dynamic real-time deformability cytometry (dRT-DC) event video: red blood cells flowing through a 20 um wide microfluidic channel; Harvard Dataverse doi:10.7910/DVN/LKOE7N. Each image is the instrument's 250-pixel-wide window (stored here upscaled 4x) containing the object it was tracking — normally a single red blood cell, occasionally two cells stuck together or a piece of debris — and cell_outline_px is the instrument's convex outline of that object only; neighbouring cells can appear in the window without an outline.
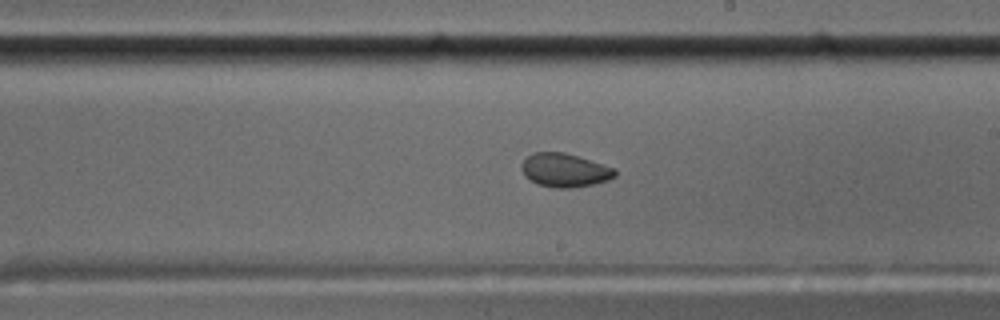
{"species": "common noctule bat (a hibernating species)", "species_latin": "Nyctalus noctula", "temperature_condition": "cold", "stored_images_in_passage": 56, "camera_frame_rate_fps": 3000, "um_per_image_px": 0.085, "animal": {"sex": "male", "body_mass_g": 17.5, "forearm_length_mm": 52.3}, "frame": {"image": 1, "passage_image": 33, "time_ms": 10.667, "image_size_px": [1000, 320], "cell_outline_px": [[616, 176], [608, 180], [592, 184], [572, 188], [556, 188], [536, 184], [524, 176], [520, 168], [520, 164], [532, 152], [564, 152], [616, 168]], "centroid_in_image_um": [47.97, 14.47], "position_along_channel_um": 241.0, "area_um2": 18.44}}
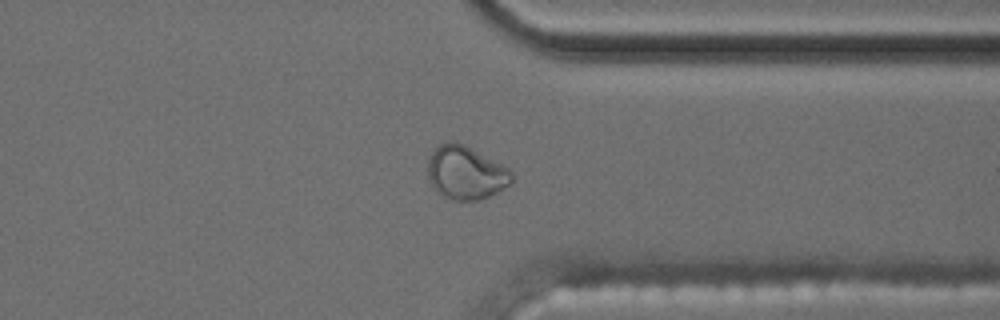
{"frame": {"image": 2, "passage_image": 44, "time_ms": 14.333, "image_size_px": [1000, 320], "cell_outline_px": [[512, 180], [508, 184], [496, 192], [480, 200], [452, 200], [436, 192], [428, 180], [428, 156], [440, 144], [448, 140], [456, 140], [464, 144], [508, 168], [512, 172]], "centroid_in_image_um": [39.53, 14.66], "position_along_channel_um": 371.9, "area_um2": 26.07}}
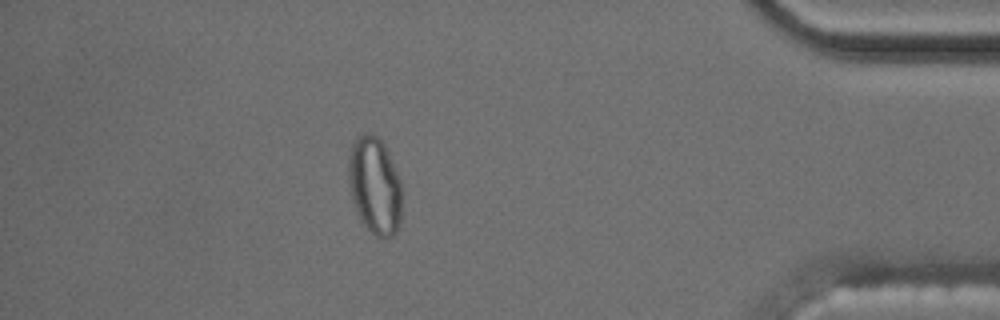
{"frame": {"image": 3, "passage_image": 50, "time_ms": 16.333, "image_size_px": [1000, 320], "cell_outline_px": [[400, 228], [392, 236], [376, 236], [364, 224], [356, 212], [352, 200], [348, 184], [348, 156], [352, 144], [356, 136], [364, 132], [372, 132], [384, 144], [388, 152], [400, 180]], "centroid_in_image_um": [31.82, 15.74], "position_along_channel_um": 403.4, "area_um2": 30.35}}